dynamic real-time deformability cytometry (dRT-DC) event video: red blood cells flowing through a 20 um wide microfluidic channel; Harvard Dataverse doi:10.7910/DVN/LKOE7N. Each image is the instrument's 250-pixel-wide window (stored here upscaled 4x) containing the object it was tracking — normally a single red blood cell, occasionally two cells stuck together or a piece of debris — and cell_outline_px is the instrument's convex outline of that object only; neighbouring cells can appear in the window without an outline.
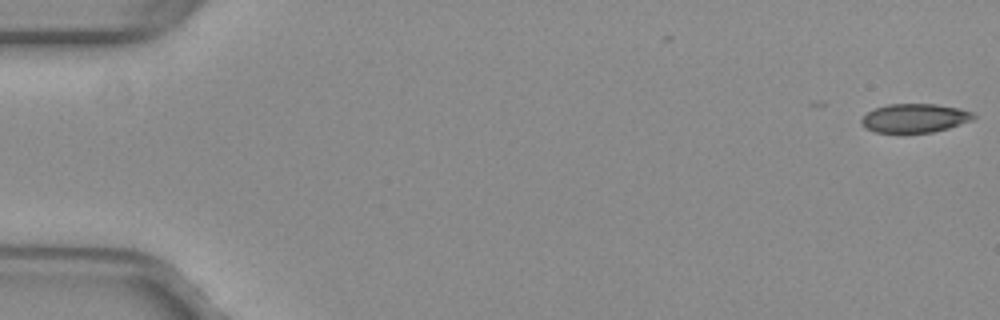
{"species": "common noctule bat (a hibernating species)", "species_latin": "Nyctalus noctula", "temperature_condition": "warm", "stored_images_in_passage": 10, "camera_frame_rate_fps": 3000, "um_per_image_px": 0.085, "animal": {"sex": "female", "body_mass_g": 29.2, "forearm_length_mm": 56.3}, "frame": {"image": 1, "passage_image": 1, "time_ms": 0.0, "image_size_px": [1000, 320], "cell_outline_px": [[976, 116], [972, 120], [948, 128], [932, 132], [876, 132], [860, 124], [860, 120], [868, 112], [876, 108], [888, 104], [936, 104], [960, 108], [972, 112]], "centroid_in_image_um": [77.77, 10.03], "position_along_channel_um": 7.2, "area_um2": 18.61}}